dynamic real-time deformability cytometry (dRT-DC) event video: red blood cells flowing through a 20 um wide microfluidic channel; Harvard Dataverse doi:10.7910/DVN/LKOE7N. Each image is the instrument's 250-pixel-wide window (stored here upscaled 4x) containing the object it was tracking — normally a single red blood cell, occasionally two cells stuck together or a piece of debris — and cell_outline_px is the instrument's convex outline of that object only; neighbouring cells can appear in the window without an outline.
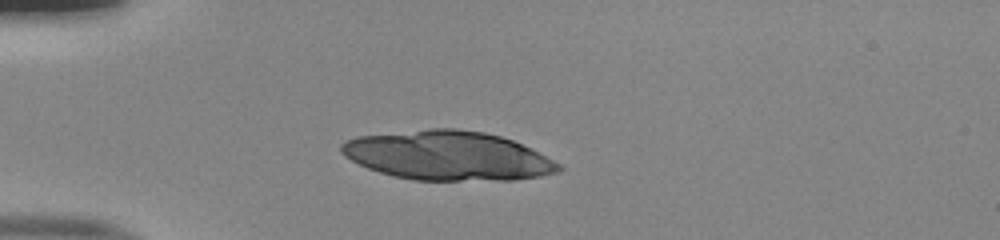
{"species": "human", "species_latin": "Homo sapiens", "temperature_condition": "room temperature", "stored_images_in_passage": 37, "camera_frame_rate_fps": 3000, "um_per_image_px": 0.085, "donor": {"sex": "male"}, "frame": {"image": 1, "passage_image": 1, "time_ms": 0.0, "image_size_px": [1000, 240], "cell_outline_px": [[564, 168], [560, 172], [540, 176], [516, 180], [412, 180], [392, 176], [368, 168], [344, 156], [340, 152], [340, 144], [344, 140], [356, 136], [428, 128], [456, 128], [484, 132], [500, 136], [512, 140], [560, 164]], "centroid_in_image_um": [38.02, 13.23], "position_along_channel_um": 47.0, "area_um2": 62.37}}